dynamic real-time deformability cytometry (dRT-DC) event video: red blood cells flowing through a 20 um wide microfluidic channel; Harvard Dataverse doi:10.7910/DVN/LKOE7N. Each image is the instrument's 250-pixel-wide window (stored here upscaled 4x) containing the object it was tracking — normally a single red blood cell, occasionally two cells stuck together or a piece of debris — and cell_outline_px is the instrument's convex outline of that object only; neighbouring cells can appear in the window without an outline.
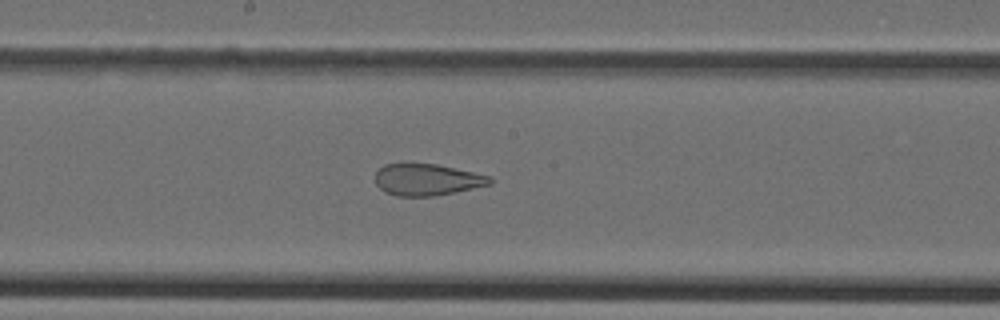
{"species": "Egyptian fruit bat (a non-hibernating species)", "species_latin": "Rousettus aegyptiacus", "temperature_condition": "cold", "stored_images_in_passage": 32, "camera_frame_rate_fps": 3000, "um_per_image_px": 0.085, "animal": {"sex": "female"}, "frame": {"image": 1, "passage_image": 11, "time_ms": 3.333, "image_size_px": [1000, 320], "cell_outline_px": [[492, 184], [432, 196], [396, 196], [384, 192], [376, 184], [376, 172], [384, 164], [436, 164], [492, 176]], "centroid_in_image_um": [36.29, 15.27], "position_along_channel_um": 211.9, "area_um2": 20.92}}
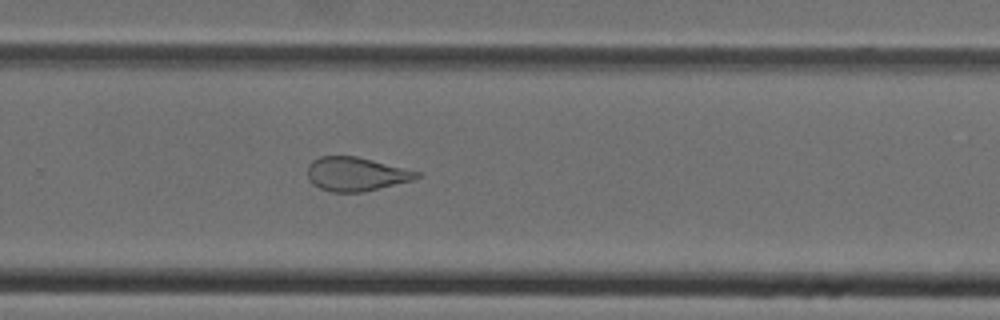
{"frame": {"image": 2, "passage_image": 17, "time_ms": 5.333, "image_size_px": [1000, 320], "cell_outline_px": [[420, 176], [416, 180], [364, 192], [332, 192], [320, 188], [312, 184], [308, 180], [308, 164], [312, 160], [320, 156], [356, 156], [420, 172]], "centroid_in_image_um": [30.26, 14.8], "position_along_channel_um": 299.5, "area_um2": 21.68}}
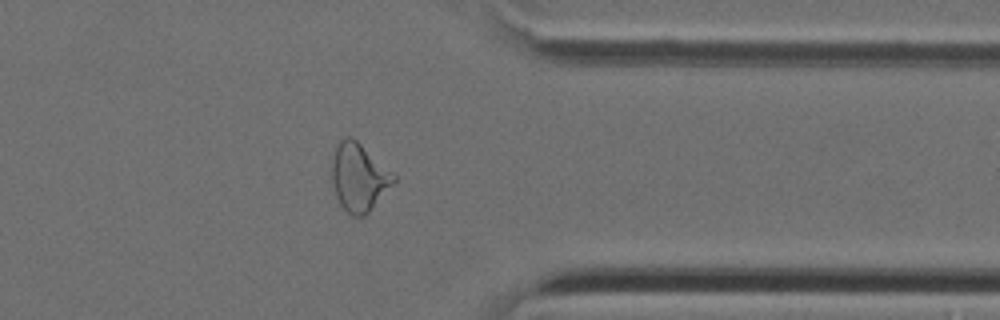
{"frame": {"image": 3, "passage_image": 23, "time_ms": 7.333, "image_size_px": [1000, 320], "cell_outline_px": [[396, 180], [368, 212], [364, 216], [352, 216], [340, 204], [336, 196], [332, 180], [332, 160], [336, 148], [340, 140], [348, 136], [352, 136], [396, 176]], "centroid_in_image_um": [30.49, 15.06], "position_along_channel_um": 380.9, "area_um2": 23.87}}